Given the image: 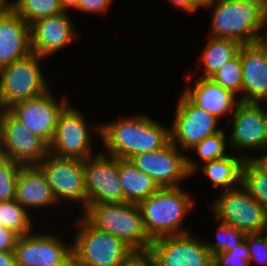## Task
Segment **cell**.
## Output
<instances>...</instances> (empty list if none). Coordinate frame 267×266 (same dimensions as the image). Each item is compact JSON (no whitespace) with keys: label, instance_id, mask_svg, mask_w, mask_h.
<instances>
[{"label":"cell","instance_id":"6da1fadb","mask_svg":"<svg viewBox=\"0 0 267 266\" xmlns=\"http://www.w3.org/2000/svg\"><path fill=\"white\" fill-rule=\"evenodd\" d=\"M100 128V139L106 147L102 152L121 159L159 150L170 142V127L141 113L101 122Z\"/></svg>","mask_w":267,"mask_h":266},{"label":"cell","instance_id":"7a4b0ae2","mask_svg":"<svg viewBox=\"0 0 267 266\" xmlns=\"http://www.w3.org/2000/svg\"><path fill=\"white\" fill-rule=\"evenodd\" d=\"M211 10L209 37L232 39L241 45L261 41L266 18L264 0H217L204 7Z\"/></svg>","mask_w":267,"mask_h":266},{"label":"cell","instance_id":"3957f363","mask_svg":"<svg viewBox=\"0 0 267 266\" xmlns=\"http://www.w3.org/2000/svg\"><path fill=\"white\" fill-rule=\"evenodd\" d=\"M194 200L191 193L179 186L160 188L141 201L138 205L143 227L150 240L191 232L183 221L195 207Z\"/></svg>","mask_w":267,"mask_h":266},{"label":"cell","instance_id":"277c9868","mask_svg":"<svg viewBox=\"0 0 267 266\" xmlns=\"http://www.w3.org/2000/svg\"><path fill=\"white\" fill-rule=\"evenodd\" d=\"M92 226L108 232L138 257H145L151 245L146 234L138 204L128 202H102L91 204L80 213Z\"/></svg>","mask_w":267,"mask_h":266},{"label":"cell","instance_id":"5b68a950","mask_svg":"<svg viewBox=\"0 0 267 266\" xmlns=\"http://www.w3.org/2000/svg\"><path fill=\"white\" fill-rule=\"evenodd\" d=\"M75 225L73 266H129L138 257L120 239L98 230L82 215Z\"/></svg>","mask_w":267,"mask_h":266},{"label":"cell","instance_id":"8992f818","mask_svg":"<svg viewBox=\"0 0 267 266\" xmlns=\"http://www.w3.org/2000/svg\"><path fill=\"white\" fill-rule=\"evenodd\" d=\"M85 118L81 110L69 103L58 117L55 132L49 144V154L81 160L97 154L93 147L95 141L93 136L97 135L100 139V122L93 124L92 127L90 124L89 128L90 121Z\"/></svg>","mask_w":267,"mask_h":266},{"label":"cell","instance_id":"52a82bcc","mask_svg":"<svg viewBox=\"0 0 267 266\" xmlns=\"http://www.w3.org/2000/svg\"><path fill=\"white\" fill-rule=\"evenodd\" d=\"M42 59L45 60L31 53L0 69V110H8L51 89L41 68Z\"/></svg>","mask_w":267,"mask_h":266},{"label":"cell","instance_id":"ba28073f","mask_svg":"<svg viewBox=\"0 0 267 266\" xmlns=\"http://www.w3.org/2000/svg\"><path fill=\"white\" fill-rule=\"evenodd\" d=\"M209 202L216 222L239 229L244 234L260 233L267 225L264 207L242 186L221 191Z\"/></svg>","mask_w":267,"mask_h":266},{"label":"cell","instance_id":"9c48e42d","mask_svg":"<svg viewBox=\"0 0 267 266\" xmlns=\"http://www.w3.org/2000/svg\"><path fill=\"white\" fill-rule=\"evenodd\" d=\"M145 258L153 266H213L205 240L193 232L152 240Z\"/></svg>","mask_w":267,"mask_h":266},{"label":"cell","instance_id":"30bf717a","mask_svg":"<svg viewBox=\"0 0 267 266\" xmlns=\"http://www.w3.org/2000/svg\"><path fill=\"white\" fill-rule=\"evenodd\" d=\"M229 121L232 132L228 141L233 154L241 152L240 155L248 160L254 155L249 151L255 153L267 147L266 102H239Z\"/></svg>","mask_w":267,"mask_h":266},{"label":"cell","instance_id":"8fae6325","mask_svg":"<svg viewBox=\"0 0 267 266\" xmlns=\"http://www.w3.org/2000/svg\"><path fill=\"white\" fill-rule=\"evenodd\" d=\"M59 204L77 202L81 211L87 207V194L84 178V160L61 158L48 154L38 165Z\"/></svg>","mask_w":267,"mask_h":266},{"label":"cell","instance_id":"7c38bea8","mask_svg":"<svg viewBox=\"0 0 267 266\" xmlns=\"http://www.w3.org/2000/svg\"><path fill=\"white\" fill-rule=\"evenodd\" d=\"M178 97L170 126V142L186 153L223 128L218 127V118L198 108L182 92Z\"/></svg>","mask_w":267,"mask_h":266},{"label":"cell","instance_id":"4fadbf2b","mask_svg":"<svg viewBox=\"0 0 267 266\" xmlns=\"http://www.w3.org/2000/svg\"><path fill=\"white\" fill-rule=\"evenodd\" d=\"M53 234L33 231L19 236L14 248L16 266H73L72 243Z\"/></svg>","mask_w":267,"mask_h":266},{"label":"cell","instance_id":"5bb4252c","mask_svg":"<svg viewBox=\"0 0 267 266\" xmlns=\"http://www.w3.org/2000/svg\"><path fill=\"white\" fill-rule=\"evenodd\" d=\"M2 151L22 166L38 165L48 154L49 145L17 119L9 110H0Z\"/></svg>","mask_w":267,"mask_h":266},{"label":"cell","instance_id":"9a60e30c","mask_svg":"<svg viewBox=\"0 0 267 266\" xmlns=\"http://www.w3.org/2000/svg\"><path fill=\"white\" fill-rule=\"evenodd\" d=\"M187 153L169 142L165 147L129 158L140 171L151 177L160 188L179 187L192 177L187 168Z\"/></svg>","mask_w":267,"mask_h":266},{"label":"cell","instance_id":"2e32d148","mask_svg":"<svg viewBox=\"0 0 267 266\" xmlns=\"http://www.w3.org/2000/svg\"><path fill=\"white\" fill-rule=\"evenodd\" d=\"M87 206L102 202H123L118 158L101 151L84 160Z\"/></svg>","mask_w":267,"mask_h":266},{"label":"cell","instance_id":"e0dca14e","mask_svg":"<svg viewBox=\"0 0 267 266\" xmlns=\"http://www.w3.org/2000/svg\"><path fill=\"white\" fill-rule=\"evenodd\" d=\"M52 91L48 90L39 97L19 102L8 109L31 133L42 138L48 145L53 138L60 113L71 101L64 94L58 100Z\"/></svg>","mask_w":267,"mask_h":266},{"label":"cell","instance_id":"ac0fdd59","mask_svg":"<svg viewBox=\"0 0 267 266\" xmlns=\"http://www.w3.org/2000/svg\"><path fill=\"white\" fill-rule=\"evenodd\" d=\"M69 15L68 12H62L55 16L37 19L30 24L33 54L47 59L79 38L76 26Z\"/></svg>","mask_w":267,"mask_h":266},{"label":"cell","instance_id":"d6986e66","mask_svg":"<svg viewBox=\"0 0 267 266\" xmlns=\"http://www.w3.org/2000/svg\"><path fill=\"white\" fill-rule=\"evenodd\" d=\"M242 68L241 102H267V49L259 42L239 49Z\"/></svg>","mask_w":267,"mask_h":266},{"label":"cell","instance_id":"ffe728a7","mask_svg":"<svg viewBox=\"0 0 267 266\" xmlns=\"http://www.w3.org/2000/svg\"><path fill=\"white\" fill-rule=\"evenodd\" d=\"M31 53L30 24L6 7L0 13V69Z\"/></svg>","mask_w":267,"mask_h":266},{"label":"cell","instance_id":"44dd1931","mask_svg":"<svg viewBox=\"0 0 267 266\" xmlns=\"http://www.w3.org/2000/svg\"><path fill=\"white\" fill-rule=\"evenodd\" d=\"M182 93L198 108L207 111L220 120L232 116L240 102L235 94L216 84L210 78L198 77L193 85L184 87Z\"/></svg>","mask_w":267,"mask_h":266},{"label":"cell","instance_id":"7402d4cb","mask_svg":"<svg viewBox=\"0 0 267 266\" xmlns=\"http://www.w3.org/2000/svg\"><path fill=\"white\" fill-rule=\"evenodd\" d=\"M15 200L30 213V208L58 205L45 175L37 165L22 166L19 170Z\"/></svg>","mask_w":267,"mask_h":266},{"label":"cell","instance_id":"603a6c76","mask_svg":"<svg viewBox=\"0 0 267 266\" xmlns=\"http://www.w3.org/2000/svg\"><path fill=\"white\" fill-rule=\"evenodd\" d=\"M245 160L239 153L236 155L229 153L226 157L201 163L200 166H202L198 167L192 175L201 169L209 178L212 187L220 189L218 192L233 189L241 185L242 166Z\"/></svg>","mask_w":267,"mask_h":266},{"label":"cell","instance_id":"cb8c5ba5","mask_svg":"<svg viewBox=\"0 0 267 266\" xmlns=\"http://www.w3.org/2000/svg\"><path fill=\"white\" fill-rule=\"evenodd\" d=\"M119 180L123 189V202L139 204L160 187L129 159L118 158Z\"/></svg>","mask_w":267,"mask_h":266},{"label":"cell","instance_id":"d4e9b609","mask_svg":"<svg viewBox=\"0 0 267 266\" xmlns=\"http://www.w3.org/2000/svg\"><path fill=\"white\" fill-rule=\"evenodd\" d=\"M242 45L232 39L208 37L202 53L198 56L199 65L203 66V75L200 78L212 77L227 62L232 60L239 52Z\"/></svg>","mask_w":267,"mask_h":266},{"label":"cell","instance_id":"484cf974","mask_svg":"<svg viewBox=\"0 0 267 266\" xmlns=\"http://www.w3.org/2000/svg\"><path fill=\"white\" fill-rule=\"evenodd\" d=\"M227 148H229V141L225 129L206 137L191 149V152L196 153L199 161L198 159L196 160L187 156L188 171L193 174L197 168L200 167V162L203 161L205 163L214 159L228 156L229 154L227 153Z\"/></svg>","mask_w":267,"mask_h":266},{"label":"cell","instance_id":"4316f807","mask_svg":"<svg viewBox=\"0 0 267 266\" xmlns=\"http://www.w3.org/2000/svg\"><path fill=\"white\" fill-rule=\"evenodd\" d=\"M15 199L7 202H0V225L9 228L19 236L33 232V216H31Z\"/></svg>","mask_w":267,"mask_h":266},{"label":"cell","instance_id":"83f0119b","mask_svg":"<svg viewBox=\"0 0 267 266\" xmlns=\"http://www.w3.org/2000/svg\"><path fill=\"white\" fill-rule=\"evenodd\" d=\"M9 6L28 24L63 12L58 0H9Z\"/></svg>","mask_w":267,"mask_h":266},{"label":"cell","instance_id":"f1b7e54d","mask_svg":"<svg viewBox=\"0 0 267 266\" xmlns=\"http://www.w3.org/2000/svg\"><path fill=\"white\" fill-rule=\"evenodd\" d=\"M241 185L264 207L267 214V174L249 159L245 160L242 166Z\"/></svg>","mask_w":267,"mask_h":266},{"label":"cell","instance_id":"f546056e","mask_svg":"<svg viewBox=\"0 0 267 266\" xmlns=\"http://www.w3.org/2000/svg\"><path fill=\"white\" fill-rule=\"evenodd\" d=\"M242 77L241 61L238 52L232 60L220 68L210 79L216 84L221 85L224 89L231 91L241 102Z\"/></svg>","mask_w":267,"mask_h":266},{"label":"cell","instance_id":"4dcf8cb0","mask_svg":"<svg viewBox=\"0 0 267 266\" xmlns=\"http://www.w3.org/2000/svg\"><path fill=\"white\" fill-rule=\"evenodd\" d=\"M217 229L214 241H205L206 247L211 252L212 256L219 252H227L234 246L239 244L245 237V234L234 226L216 222Z\"/></svg>","mask_w":267,"mask_h":266},{"label":"cell","instance_id":"1f68e13d","mask_svg":"<svg viewBox=\"0 0 267 266\" xmlns=\"http://www.w3.org/2000/svg\"><path fill=\"white\" fill-rule=\"evenodd\" d=\"M21 167V164L9 158L0 159V202L15 199L16 183Z\"/></svg>","mask_w":267,"mask_h":266},{"label":"cell","instance_id":"d6a6232c","mask_svg":"<svg viewBox=\"0 0 267 266\" xmlns=\"http://www.w3.org/2000/svg\"><path fill=\"white\" fill-rule=\"evenodd\" d=\"M250 254L245 238L227 252L213 255V266H250Z\"/></svg>","mask_w":267,"mask_h":266},{"label":"cell","instance_id":"836d02e7","mask_svg":"<svg viewBox=\"0 0 267 266\" xmlns=\"http://www.w3.org/2000/svg\"><path fill=\"white\" fill-rule=\"evenodd\" d=\"M244 238L250 254V266H254L255 262L267 266V238L263 232L245 234Z\"/></svg>","mask_w":267,"mask_h":266},{"label":"cell","instance_id":"e575fe53","mask_svg":"<svg viewBox=\"0 0 267 266\" xmlns=\"http://www.w3.org/2000/svg\"><path fill=\"white\" fill-rule=\"evenodd\" d=\"M113 0H79L78 12L91 14H105L111 7Z\"/></svg>","mask_w":267,"mask_h":266},{"label":"cell","instance_id":"d590c367","mask_svg":"<svg viewBox=\"0 0 267 266\" xmlns=\"http://www.w3.org/2000/svg\"><path fill=\"white\" fill-rule=\"evenodd\" d=\"M18 237L13 230L0 225V251H14Z\"/></svg>","mask_w":267,"mask_h":266},{"label":"cell","instance_id":"8d00e7d4","mask_svg":"<svg viewBox=\"0 0 267 266\" xmlns=\"http://www.w3.org/2000/svg\"><path fill=\"white\" fill-rule=\"evenodd\" d=\"M168 3L189 14L195 13L200 9L192 0H168Z\"/></svg>","mask_w":267,"mask_h":266},{"label":"cell","instance_id":"74e56055","mask_svg":"<svg viewBox=\"0 0 267 266\" xmlns=\"http://www.w3.org/2000/svg\"><path fill=\"white\" fill-rule=\"evenodd\" d=\"M259 156H252L249 160L263 173L267 174V147L259 151ZM261 153V154H260Z\"/></svg>","mask_w":267,"mask_h":266},{"label":"cell","instance_id":"f35d334b","mask_svg":"<svg viewBox=\"0 0 267 266\" xmlns=\"http://www.w3.org/2000/svg\"><path fill=\"white\" fill-rule=\"evenodd\" d=\"M0 266H16L14 251H0Z\"/></svg>","mask_w":267,"mask_h":266},{"label":"cell","instance_id":"ab89813d","mask_svg":"<svg viewBox=\"0 0 267 266\" xmlns=\"http://www.w3.org/2000/svg\"><path fill=\"white\" fill-rule=\"evenodd\" d=\"M79 0H58V3L63 10V12H68L69 10L73 9L74 11L77 10Z\"/></svg>","mask_w":267,"mask_h":266},{"label":"cell","instance_id":"60d3db41","mask_svg":"<svg viewBox=\"0 0 267 266\" xmlns=\"http://www.w3.org/2000/svg\"><path fill=\"white\" fill-rule=\"evenodd\" d=\"M129 266H153L145 257H137Z\"/></svg>","mask_w":267,"mask_h":266},{"label":"cell","instance_id":"b9f144b4","mask_svg":"<svg viewBox=\"0 0 267 266\" xmlns=\"http://www.w3.org/2000/svg\"><path fill=\"white\" fill-rule=\"evenodd\" d=\"M260 43L267 49V18Z\"/></svg>","mask_w":267,"mask_h":266},{"label":"cell","instance_id":"7bdbcfd3","mask_svg":"<svg viewBox=\"0 0 267 266\" xmlns=\"http://www.w3.org/2000/svg\"><path fill=\"white\" fill-rule=\"evenodd\" d=\"M192 1L201 9L207 6V0H192Z\"/></svg>","mask_w":267,"mask_h":266},{"label":"cell","instance_id":"ee69618b","mask_svg":"<svg viewBox=\"0 0 267 266\" xmlns=\"http://www.w3.org/2000/svg\"><path fill=\"white\" fill-rule=\"evenodd\" d=\"M9 6V0H0V13Z\"/></svg>","mask_w":267,"mask_h":266},{"label":"cell","instance_id":"f6af8a7d","mask_svg":"<svg viewBox=\"0 0 267 266\" xmlns=\"http://www.w3.org/2000/svg\"><path fill=\"white\" fill-rule=\"evenodd\" d=\"M3 156V151H2V129H1V124H0V159H2Z\"/></svg>","mask_w":267,"mask_h":266},{"label":"cell","instance_id":"bcb514c9","mask_svg":"<svg viewBox=\"0 0 267 266\" xmlns=\"http://www.w3.org/2000/svg\"><path fill=\"white\" fill-rule=\"evenodd\" d=\"M262 232L265 235V237L267 238V225L264 227Z\"/></svg>","mask_w":267,"mask_h":266},{"label":"cell","instance_id":"7dc6e473","mask_svg":"<svg viewBox=\"0 0 267 266\" xmlns=\"http://www.w3.org/2000/svg\"><path fill=\"white\" fill-rule=\"evenodd\" d=\"M213 1H217V0H207V6L210 5Z\"/></svg>","mask_w":267,"mask_h":266}]
</instances>
